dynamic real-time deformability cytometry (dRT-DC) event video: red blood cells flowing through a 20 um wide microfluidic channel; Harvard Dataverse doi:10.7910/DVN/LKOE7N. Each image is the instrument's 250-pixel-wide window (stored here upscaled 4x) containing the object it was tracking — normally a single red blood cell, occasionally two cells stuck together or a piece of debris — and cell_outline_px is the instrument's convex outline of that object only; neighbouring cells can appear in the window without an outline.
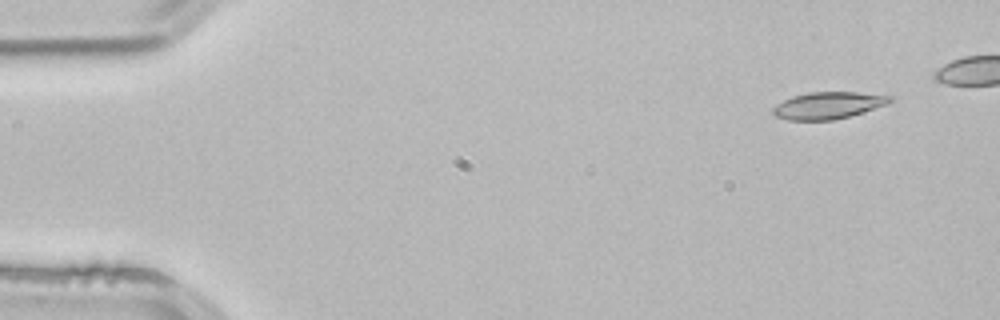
{"species": "common noctule bat (a hibernating species)", "species_latin": "Nyctalus noctula", "temperature_condition": "room temperature", "stored_images_in_passage": 5, "camera_frame_rate_fps": 3000, "um_per_image_px": 0.085, "animal": {"sex": "male", "body_mass_g": 21.5, "forearm_length_mm": 52.0}, "frame": {"image": 1, "passage_image": 1, "time_ms": 0.0, "image_size_px": [1000, 320], "cell_outline_px": [[892, 100], [888, 104], [848, 116], [832, 120], [788, 120], [776, 116], [772, 112], [772, 108], [776, 104], [792, 96], [808, 92], [856, 92], [892, 96]], "centroid_in_image_um": [70.36, 8.95], "position_along_channel_um": 14.6, "area_um2": 18.21}}